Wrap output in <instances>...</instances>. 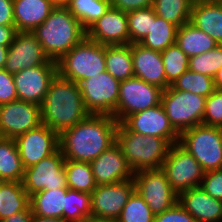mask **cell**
Returning a JSON list of instances; mask_svg holds the SVG:
<instances>
[{"instance_id": "obj_1", "label": "cell", "mask_w": 222, "mask_h": 222, "mask_svg": "<svg viewBox=\"0 0 222 222\" xmlns=\"http://www.w3.org/2000/svg\"><path fill=\"white\" fill-rule=\"evenodd\" d=\"M118 122L107 114H89L59 135L66 160L91 162L116 143Z\"/></svg>"}, {"instance_id": "obj_2", "label": "cell", "mask_w": 222, "mask_h": 222, "mask_svg": "<svg viewBox=\"0 0 222 222\" xmlns=\"http://www.w3.org/2000/svg\"><path fill=\"white\" fill-rule=\"evenodd\" d=\"M40 108L42 124L58 135L90 114L84 106L79 84L58 74L51 81Z\"/></svg>"}, {"instance_id": "obj_3", "label": "cell", "mask_w": 222, "mask_h": 222, "mask_svg": "<svg viewBox=\"0 0 222 222\" xmlns=\"http://www.w3.org/2000/svg\"><path fill=\"white\" fill-rule=\"evenodd\" d=\"M33 33L45 54L56 62L86 37V30L67 7L58 5Z\"/></svg>"}, {"instance_id": "obj_4", "label": "cell", "mask_w": 222, "mask_h": 222, "mask_svg": "<svg viewBox=\"0 0 222 222\" xmlns=\"http://www.w3.org/2000/svg\"><path fill=\"white\" fill-rule=\"evenodd\" d=\"M116 144L121 148L134 173L140 170L161 169L172 146L166 139L131 132L122 123H118Z\"/></svg>"}, {"instance_id": "obj_5", "label": "cell", "mask_w": 222, "mask_h": 222, "mask_svg": "<svg viewBox=\"0 0 222 222\" xmlns=\"http://www.w3.org/2000/svg\"><path fill=\"white\" fill-rule=\"evenodd\" d=\"M56 63L60 77L79 84L106 71L105 45L85 37Z\"/></svg>"}, {"instance_id": "obj_6", "label": "cell", "mask_w": 222, "mask_h": 222, "mask_svg": "<svg viewBox=\"0 0 222 222\" xmlns=\"http://www.w3.org/2000/svg\"><path fill=\"white\" fill-rule=\"evenodd\" d=\"M179 144L205 172L222 168V128L196 125L180 134Z\"/></svg>"}, {"instance_id": "obj_7", "label": "cell", "mask_w": 222, "mask_h": 222, "mask_svg": "<svg viewBox=\"0 0 222 222\" xmlns=\"http://www.w3.org/2000/svg\"><path fill=\"white\" fill-rule=\"evenodd\" d=\"M206 98L187 91H179L169 86L162 91L161 105L173 128L183 131L202 124Z\"/></svg>"}, {"instance_id": "obj_8", "label": "cell", "mask_w": 222, "mask_h": 222, "mask_svg": "<svg viewBox=\"0 0 222 222\" xmlns=\"http://www.w3.org/2000/svg\"><path fill=\"white\" fill-rule=\"evenodd\" d=\"M162 91L160 87L137 77L120 81L119 99L112 117L122 123L129 115L159 105Z\"/></svg>"}, {"instance_id": "obj_9", "label": "cell", "mask_w": 222, "mask_h": 222, "mask_svg": "<svg viewBox=\"0 0 222 222\" xmlns=\"http://www.w3.org/2000/svg\"><path fill=\"white\" fill-rule=\"evenodd\" d=\"M161 170L178 194L190 188L200 187L205 174L197 160L179 143L172 144Z\"/></svg>"}, {"instance_id": "obj_10", "label": "cell", "mask_w": 222, "mask_h": 222, "mask_svg": "<svg viewBox=\"0 0 222 222\" xmlns=\"http://www.w3.org/2000/svg\"><path fill=\"white\" fill-rule=\"evenodd\" d=\"M135 190L141 195L154 215L178 202V193L169 184L161 169L140 170L133 174Z\"/></svg>"}, {"instance_id": "obj_11", "label": "cell", "mask_w": 222, "mask_h": 222, "mask_svg": "<svg viewBox=\"0 0 222 222\" xmlns=\"http://www.w3.org/2000/svg\"><path fill=\"white\" fill-rule=\"evenodd\" d=\"M120 81L107 71L79 83L82 99L90 114L113 115L119 99Z\"/></svg>"}, {"instance_id": "obj_12", "label": "cell", "mask_w": 222, "mask_h": 222, "mask_svg": "<svg viewBox=\"0 0 222 222\" xmlns=\"http://www.w3.org/2000/svg\"><path fill=\"white\" fill-rule=\"evenodd\" d=\"M65 158L60 148L35 165L24 169L23 188L29 196L42 190L68 188Z\"/></svg>"}, {"instance_id": "obj_13", "label": "cell", "mask_w": 222, "mask_h": 222, "mask_svg": "<svg viewBox=\"0 0 222 222\" xmlns=\"http://www.w3.org/2000/svg\"><path fill=\"white\" fill-rule=\"evenodd\" d=\"M45 63H56V61L50 60L45 54L36 35L33 32L16 31L8 49L4 69L10 74H15Z\"/></svg>"}, {"instance_id": "obj_14", "label": "cell", "mask_w": 222, "mask_h": 222, "mask_svg": "<svg viewBox=\"0 0 222 222\" xmlns=\"http://www.w3.org/2000/svg\"><path fill=\"white\" fill-rule=\"evenodd\" d=\"M41 124L38 104L16 100L0 105V137L15 138Z\"/></svg>"}, {"instance_id": "obj_15", "label": "cell", "mask_w": 222, "mask_h": 222, "mask_svg": "<svg viewBox=\"0 0 222 222\" xmlns=\"http://www.w3.org/2000/svg\"><path fill=\"white\" fill-rule=\"evenodd\" d=\"M22 165L28 168L55 153L59 148V135L44 124L14 138Z\"/></svg>"}, {"instance_id": "obj_16", "label": "cell", "mask_w": 222, "mask_h": 222, "mask_svg": "<svg viewBox=\"0 0 222 222\" xmlns=\"http://www.w3.org/2000/svg\"><path fill=\"white\" fill-rule=\"evenodd\" d=\"M134 191L133 179L97 185L91 193V216L117 220Z\"/></svg>"}, {"instance_id": "obj_17", "label": "cell", "mask_w": 222, "mask_h": 222, "mask_svg": "<svg viewBox=\"0 0 222 222\" xmlns=\"http://www.w3.org/2000/svg\"><path fill=\"white\" fill-rule=\"evenodd\" d=\"M57 74V63H45L13 74L18 100L41 105Z\"/></svg>"}, {"instance_id": "obj_18", "label": "cell", "mask_w": 222, "mask_h": 222, "mask_svg": "<svg viewBox=\"0 0 222 222\" xmlns=\"http://www.w3.org/2000/svg\"><path fill=\"white\" fill-rule=\"evenodd\" d=\"M122 124L131 132L163 138L171 144L179 143L180 134L173 128L161 103L129 115Z\"/></svg>"}, {"instance_id": "obj_19", "label": "cell", "mask_w": 222, "mask_h": 222, "mask_svg": "<svg viewBox=\"0 0 222 222\" xmlns=\"http://www.w3.org/2000/svg\"><path fill=\"white\" fill-rule=\"evenodd\" d=\"M86 37L102 45L129 44L127 14L110 7L86 30Z\"/></svg>"}, {"instance_id": "obj_20", "label": "cell", "mask_w": 222, "mask_h": 222, "mask_svg": "<svg viewBox=\"0 0 222 222\" xmlns=\"http://www.w3.org/2000/svg\"><path fill=\"white\" fill-rule=\"evenodd\" d=\"M90 165L97 185L133 179L134 172L116 143L91 161Z\"/></svg>"}, {"instance_id": "obj_21", "label": "cell", "mask_w": 222, "mask_h": 222, "mask_svg": "<svg viewBox=\"0 0 222 222\" xmlns=\"http://www.w3.org/2000/svg\"><path fill=\"white\" fill-rule=\"evenodd\" d=\"M134 77L165 90L167 83L161 52L145 48L139 43L131 44Z\"/></svg>"}, {"instance_id": "obj_22", "label": "cell", "mask_w": 222, "mask_h": 222, "mask_svg": "<svg viewBox=\"0 0 222 222\" xmlns=\"http://www.w3.org/2000/svg\"><path fill=\"white\" fill-rule=\"evenodd\" d=\"M178 203L196 222H222V201L211 197L201 187L179 193Z\"/></svg>"}, {"instance_id": "obj_23", "label": "cell", "mask_w": 222, "mask_h": 222, "mask_svg": "<svg viewBox=\"0 0 222 222\" xmlns=\"http://www.w3.org/2000/svg\"><path fill=\"white\" fill-rule=\"evenodd\" d=\"M190 23L222 45V3L194 0Z\"/></svg>"}, {"instance_id": "obj_24", "label": "cell", "mask_w": 222, "mask_h": 222, "mask_svg": "<svg viewBox=\"0 0 222 222\" xmlns=\"http://www.w3.org/2000/svg\"><path fill=\"white\" fill-rule=\"evenodd\" d=\"M55 7L51 0H13L16 31L33 32L47 19Z\"/></svg>"}, {"instance_id": "obj_25", "label": "cell", "mask_w": 222, "mask_h": 222, "mask_svg": "<svg viewBox=\"0 0 222 222\" xmlns=\"http://www.w3.org/2000/svg\"><path fill=\"white\" fill-rule=\"evenodd\" d=\"M189 58L218 46L217 42L204 31L197 29L190 22L182 25L176 32V43Z\"/></svg>"}, {"instance_id": "obj_26", "label": "cell", "mask_w": 222, "mask_h": 222, "mask_svg": "<svg viewBox=\"0 0 222 222\" xmlns=\"http://www.w3.org/2000/svg\"><path fill=\"white\" fill-rule=\"evenodd\" d=\"M68 188L42 190L30 196L32 214L39 217L63 218Z\"/></svg>"}, {"instance_id": "obj_27", "label": "cell", "mask_w": 222, "mask_h": 222, "mask_svg": "<svg viewBox=\"0 0 222 222\" xmlns=\"http://www.w3.org/2000/svg\"><path fill=\"white\" fill-rule=\"evenodd\" d=\"M105 62L113 78L124 81L134 77L131 44L105 45Z\"/></svg>"}, {"instance_id": "obj_28", "label": "cell", "mask_w": 222, "mask_h": 222, "mask_svg": "<svg viewBox=\"0 0 222 222\" xmlns=\"http://www.w3.org/2000/svg\"><path fill=\"white\" fill-rule=\"evenodd\" d=\"M30 206V196L22 182L3 181L0 184V221L26 210Z\"/></svg>"}, {"instance_id": "obj_29", "label": "cell", "mask_w": 222, "mask_h": 222, "mask_svg": "<svg viewBox=\"0 0 222 222\" xmlns=\"http://www.w3.org/2000/svg\"><path fill=\"white\" fill-rule=\"evenodd\" d=\"M24 167L14 138L0 137V179L22 182Z\"/></svg>"}, {"instance_id": "obj_30", "label": "cell", "mask_w": 222, "mask_h": 222, "mask_svg": "<svg viewBox=\"0 0 222 222\" xmlns=\"http://www.w3.org/2000/svg\"><path fill=\"white\" fill-rule=\"evenodd\" d=\"M64 169L68 189L91 194L97 187L90 162L65 159Z\"/></svg>"}, {"instance_id": "obj_31", "label": "cell", "mask_w": 222, "mask_h": 222, "mask_svg": "<svg viewBox=\"0 0 222 222\" xmlns=\"http://www.w3.org/2000/svg\"><path fill=\"white\" fill-rule=\"evenodd\" d=\"M69 12L87 30L111 7L110 0H69L65 5Z\"/></svg>"}, {"instance_id": "obj_32", "label": "cell", "mask_w": 222, "mask_h": 222, "mask_svg": "<svg viewBox=\"0 0 222 222\" xmlns=\"http://www.w3.org/2000/svg\"><path fill=\"white\" fill-rule=\"evenodd\" d=\"M177 29L178 27L176 25L166 21L164 18L156 16L155 21H152L150 34L139 44L145 48L162 52L176 43Z\"/></svg>"}, {"instance_id": "obj_33", "label": "cell", "mask_w": 222, "mask_h": 222, "mask_svg": "<svg viewBox=\"0 0 222 222\" xmlns=\"http://www.w3.org/2000/svg\"><path fill=\"white\" fill-rule=\"evenodd\" d=\"M193 2L194 0H154L152 7L157 16L179 28L190 22Z\"/></svg>"}, {"instance_id": "obj_34", "label": "cell", "mask_w": 222, "mask_h": 222, "mask_svg": "<svg viewBox=\"0 0 222 222\" xmlns=\"http://www.w3.org/2000/svg\"><path fill=\"white\" fill-rule=\"evenodd\" d=\"M91 216V194L67 189L63 219L66 222H81Z\"/></svg>"}, {"instance_id": "obj_35", "label": "cell", "mask_w": 222, "mask_h": 222, "mask_svg": "<svg viewBox=\"0 0 222 222\" xmlns=\"http://www.w3.org/2000/svg\"><path fill=\"white\" fill-rule=\"evenodd\" d=\"M173 89L187 91L207 98L216 88L214 79L189 69L170 85Z\"/></svg>"}, {"instance_id": "obj_36", "label": "cell", "mask_w": 222, "mask_h": 222, "mask_svg": "<svg viewBox=\"0 0 222 222\" xmlns=\"http://www.w3.org/2000/svg\"><path fill=\"white\" fill-rule=\"evenodd\" d=\"M128 17L129 44L140 43L152 27L157 16L153 7L138 9L126 13Z\"/></svg>"}, {"instance_id": "obj_37", "label": "cell", "mask_w": 222, "mask_h": 222, "mask_svg": "<svg viewBox=\"0 0 222 222\" xmlns=\"http://www.w3.org/2000/svg\"><path fill=\"white\" fill-rule=\"evenodd\" d=\"M166 80L169 85L174 83L189 69V57L176 45H171L161 52Z\"/></svg>"}, {"instance_id": "obj_38", "label": "cell", "mask_w": 222, "mask_h": 222, "mask_svg": "<svg viewBox=\"0 0 222 222\" xmlns=\"http://www.w3.org/2000/svg\"><path fill=\"white\" fill-rule=\"evenodd\" d=\"M117 222H154V214L135 190L123 207Z\"/></svg>"}, {"instance_id": "obj_39", "label": "cell", "mask_w": 222, "mask_h": 222, "mask_svg": "<svg viewBox=\"0 0 222 222\" xmlns=\"http://www.w3.org/2000/svg\"><path fill=\"white\" fill-rule=\"evenodd\" d=\"M222 67V45L189 58V70L214 78Z\"/></svg>"}, {"instance_id": "obj_40", "label": "cell", "mask_w": 222, "mask_h": 222, "mask_svg": "<svg viewBox=\"0 0 222 222\" xmlns=\"http://www.w3.org/2000/svg\"><path fill=\"white\" fill-rule=\"evenodd\" d=\"M202 124L222 128V90H215L206 98Z\"/></svg>"}, {"instance_id": "obj_41", "label": "cell", "mask_w": 222, "mask_h": 222, "mask_svg": "<svg viewBox=\"0 0 222 222\" xmlns=\"http://www.w3.org/2000/svg\"><path fill=\"white\" fill-rule=\"evenodd\" d=\"M200 187L211 197L222 201V168L205 172Z\"/></svg>"}, {"instance_id": "obj_42", "label": "cell", "mask_w": 222, "mask_h": 222, "mask_svg": "<svg viewBox=\"0 0 222 222\" xmlns=\"http://www.w3.org/2000/svg\"><path fill=\"white\" fill-rule=\"evenodd\" d=\"M154 222H196V220L177 202L168 210L154 215Z\"/></svg>"}, {"instance_id": "obj_43", "label": "cell", "mask_w": 222, "mask_h": 222, "mask_svg": "<svg viewBox=\"0 0 222 222\" xmlns=\"http://www.w3.org/2000/svg\"><path fill=\"white\" fill-rule=\"evenodd\" d=\"M18 100L13 74L0 69V105Z\"/></svg>"}, {"instance_id": "obj_44", "label": "cell", "mask_w": 222, "mask_h": 222, "mask_svg": "<svg viewBox=\"0 0 222 222\" xmlns=\"http://www.w3.org/2000/svg\"><path fill=\"white\" fill-rule=\"evenodd\" d=\"M154 0H110L111 7L125 13L151 7Z\"/></svg>"}, {"instance_id": "obj_45", "label": "cell", "mask_w": 222, "mask_h": 222, "mask_svg": "<svg viewBox=\"0 0 222 222\" xmlns=\"http://www.w3.org/2000/svg\"><path fill=\"white\" fill-rule=\"evenodd\" d=\"M15 26L13 0H0V26Z\"/></svg>"}, {"instance_id": "obj_46", "label": "cell", "mask_w": 222, "mask_h": 222, "mask_svg": "<svg viewBox=\"0 0 222 222\" xmlns=\"http://www.w3.org/2000/svg\"><path fill=\"white\" fill-rule=\"evenodd\" d=\"M16 34L15 26H0V46L9 47Z\"/></svg>"}, {"instance_id": "obj_47", "label": "cell", "mask_w": 222, "mask_h": 222, "mask_svg": "<svg viewBox=\"0 0 222 222\" xmlns=\"http://www.w3.org/2000/svg\"><path fill=\"white\" fill-rule=\"evenodd\" d=\"M32 218V209L29 206L26 210L17 212L14 215L1 220L0 222H31Z\"/></svg>"}, {"instance_id": "obj_48", "label": "cell", "mask_w": 222, "mask_h": 222, "mask_svg": "<svg viewBox=\"0 0 222 222\" xmlns=\"http://www.w3.org/2000/svg\"><path fill=\"white\" fill-rule=\"evenodd\" d=\"M31 222H66L63 218H48V217H39L34 216L31 220Z\"/></svg>"}, {"instance_id": "obj_49", "label": "cell", "mask_w": 222, "mask_h": 222, "mask_svg": "<svg viewBox=\"0 0 222 222\" xmlns=\"http://www.w3.org/2000/svg\"><path fill=\"white\" fill-rule=\"evenodd\" d=\"M81 222H117V220L103 218V217L89 216L83 219Z\"/></svg>"}, {"instance_id": "obj_50", "label": "cell", "mask_w": 222, "mask_h": 222, "mask_svg": "<svg viewBox=\"0 0 222 222\" xmlns=\"http://www.w3.org/2000/svg\"><path fill=\"white\" fill-rule=\"evenodd\" d=\"M9 47L0 46V69L5 67Z\"/></svg>"}, {"instance_id": "obj_51", "label": "cell", "mask_w": 222, "mask_h": 222, "mask_svg": "<svg viewBox=\"0 0 222 222\" xmlns=\"http://www.w3.org/2000/svg\"><path fill=\"white\" fill-rule=\"evenodd\" d=\"M214 84L215 88L217 90H222V67L219 69V71L214 76Z\"/></svg>"}, {"instance_id": "obj_52", "label": "cell", "mask_w": 222, "mask_h": 222, "mask_svg": "<svg viewBox=\"0 0 222 222\" xmlns=\"http://www.w3.org/2000/svg\"><path fill=\"white\" fill-rule=\"evenodd\" d=\"M55 5L65 6L69 0H51Z\"/></svg>"}, {"instance_id": "obj_53", "label": "cell", "mask_w": 222, "mask_h": 222, "mask_svg": "<svg viewBox=\"0 0 222 222\" xmlns=\"http://www.w3.org/2000/svg\"><path fill=\"white\" fill-rule=\"evenodd\" d=\"M212 1L222 3V0H212Z\"/></svg>"}]
</instances>
